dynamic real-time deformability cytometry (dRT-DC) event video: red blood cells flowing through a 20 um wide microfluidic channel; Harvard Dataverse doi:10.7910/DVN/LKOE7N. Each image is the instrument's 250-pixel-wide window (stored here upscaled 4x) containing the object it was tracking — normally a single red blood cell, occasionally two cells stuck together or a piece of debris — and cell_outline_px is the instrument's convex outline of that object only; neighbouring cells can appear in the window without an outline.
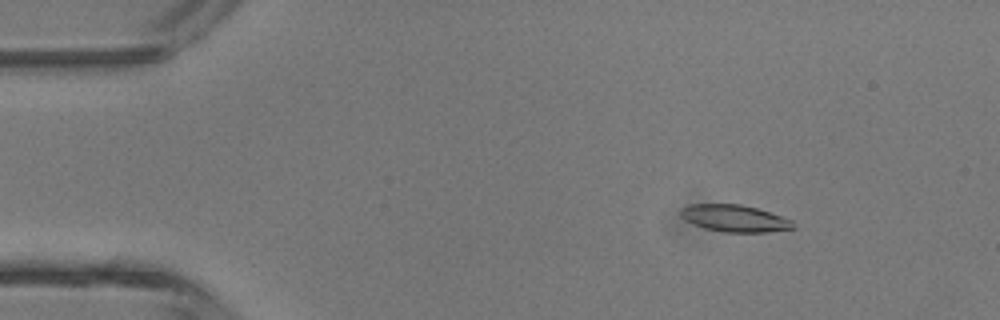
{"species": "common noctule bat (a hibernating species)", "species_latin": "Nyctalus noctula", "temperature_condition": "room temperature", "stored_images_in_passage": 3, "camera_frame_rate_fps": 3000, "um_per_image_px": 0.085, "animal": {"sex": "male", "body_mass_g": 13.3}, "frame": {"image": 1, "passage_image": 1, "time_ms": 0.0, "image_size_px": [1000, 320], "cell_outline_px": [[796, 228], [768, 232], [724, 232], [704, 228], [692, 224], [684, 220], [680, 216], [680, 208], [688, 204], [740, 204], [756, 208], [792, 220]], "centroid_in_image_um": [62.39, 18.56], "position_along_channel_um": 22.6, "area_um2": 17.74}}
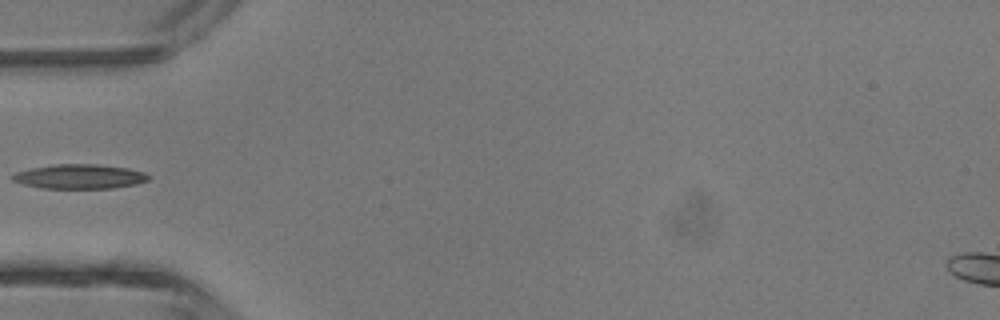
{"frame": {"image": 2, "passage_image": 3, "time_ms": 3.0, "image_size_px": [1000, 320], "cell_outline_px": [[152, 176], [148, 180], [136, 184], [112, 188], [44, 188], [24, 184], [12, 180], [12, 176], [16, 172], [32, 168], [56, 164], [96, 164], [128, 168], [144, 172]], "centroid_in_image_um": [6.81, 15.0], "position_along_channel_um": 78.2, "area_um2": 19.25}}